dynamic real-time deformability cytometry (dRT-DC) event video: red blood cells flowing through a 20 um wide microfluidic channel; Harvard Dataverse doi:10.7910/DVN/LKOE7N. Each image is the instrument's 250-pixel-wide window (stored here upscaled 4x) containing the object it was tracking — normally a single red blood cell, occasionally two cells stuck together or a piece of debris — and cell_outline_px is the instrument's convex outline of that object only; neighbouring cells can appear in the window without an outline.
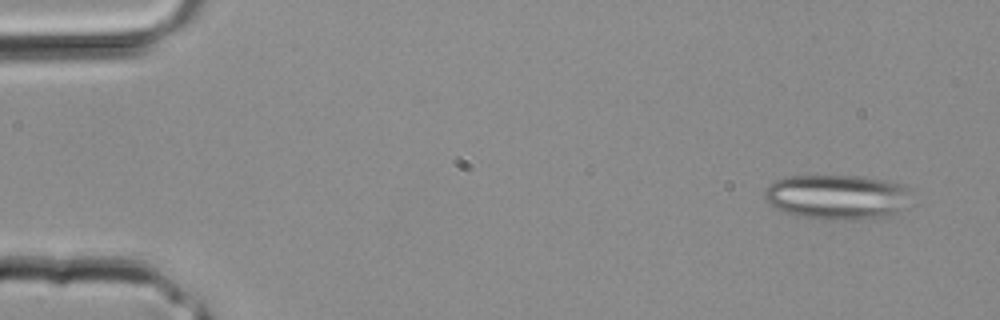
{"species": "common noctule bat (a hibernating species)", "species_latin": "Nyctalus noctula", "temperature_condition": "room temperature", "stored_images_in_passage": 4, "segment_of_instrument_passage": [1, 2], "camera_frame_rate_fps": 3000, "um_per_image_px": 0.085, "animal": {"sex": "male", "body_mass_g": 20.4}, "frame": {"image": 1, "passage_image": 1, "time_ms": 0.0, "image_size_px": [1000, 320], "cell_outline_px": [[916, 204], [892, 216], [856, 220], [824, 220], [796, 216], [784, 212], [768, 204], [764, 196], [764, 192], [768, 184], [776, 180], [788, 176], [864, 176], [884, 180], [900, 184], [904, 188]], "centroid_in_image_um": [71.2, 16.77], "position_along_channel_um": 13.8, "area_um2": 39.3}}